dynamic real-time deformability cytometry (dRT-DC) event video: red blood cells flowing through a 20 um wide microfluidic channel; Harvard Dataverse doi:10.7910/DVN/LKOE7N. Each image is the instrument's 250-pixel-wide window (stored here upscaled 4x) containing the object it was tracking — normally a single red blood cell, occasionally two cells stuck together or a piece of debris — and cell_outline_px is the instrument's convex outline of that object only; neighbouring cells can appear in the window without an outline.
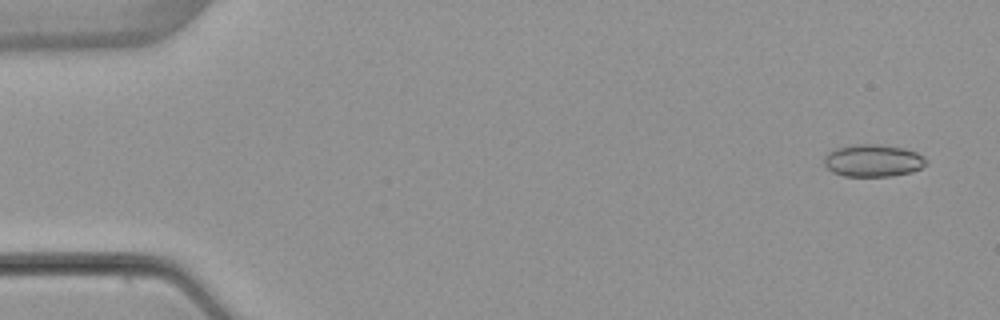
{"species": "common noctule bat (a hibernating species)", "species_latin": "Nyctalus noctula", "temperature_condition": "warm", "stored_images_in_passage": 6, "camera_frame_rate_fps": 3000, "um_per_image_px": 0.085, "animal": {"sex": "female", "body_mass_g": 22.7, "forearm_length_mm": 54.2}, "frame": {"image": 1, "passage_image": 1, "time_ms": 0.0, "image_size_px": [1000, 320], "cell_outline_px": [[928, 164], [912, 172], [892, 176], [844, 176], [832, 172], [824, 164], [824, 156], [828, 152], [836, 148], [856, 144], [880, 144], [904, 148], [916, 152], [924, 156], [928, 160]], "centroid_in_image_um": [74.23, 13.65], "position_along_channel_um": 10.8, "area_um2": 19.42}}
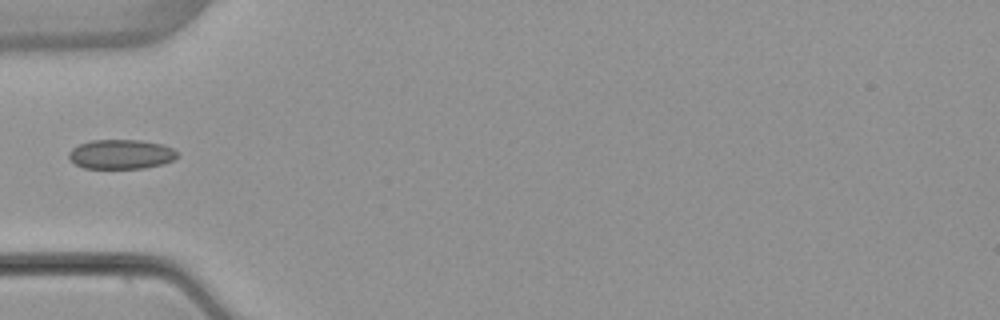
{"frame": {"image": 2, "passage_image": 5, "time_ms": 5.0, "image_size_px": [1000, 320], "cell_outline_px": [[180, 152], [172, 160], [164, 164], [144, 168], [84, 168], [76, 164], [68, 156], [68, 152], [72, 148], [80, 144], [92, 140], [140, 140], [160, 144], [172, 148]], "centroid_in_image_um": [10.3, 13.11], "position_along_channel_um": 74.7, "area_um2": 18.55}}
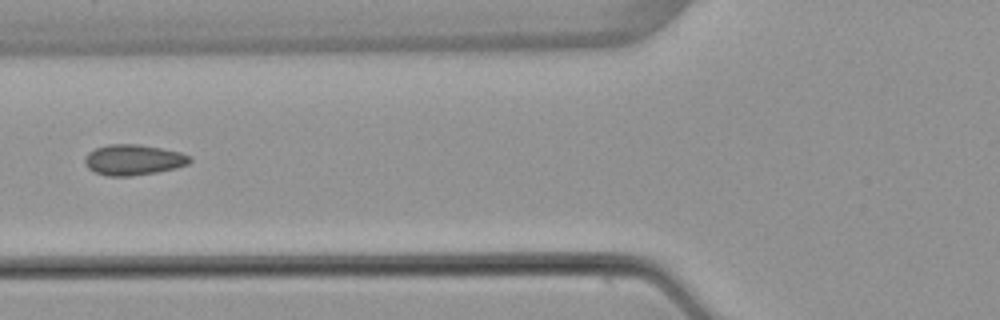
{"frame": {"image": 3, "passage_image": 6, "time_ms": 6.0, "image_size_px": [1000, 320], "cell_outline_px": [[192, 160], [188, 164], [176, 168], [156, 172], [132, 176], [108, 176], [96, 172], [88, 168], [84, 164], [84, 156], [88, 152], [96, 148], [108, 144], [140, 144], [180, 152], [192, 156]], "centroid_in_image_um": [11.33, 13.58], "position_along_channel_um": 114.5, "area_um2": 18.84}}